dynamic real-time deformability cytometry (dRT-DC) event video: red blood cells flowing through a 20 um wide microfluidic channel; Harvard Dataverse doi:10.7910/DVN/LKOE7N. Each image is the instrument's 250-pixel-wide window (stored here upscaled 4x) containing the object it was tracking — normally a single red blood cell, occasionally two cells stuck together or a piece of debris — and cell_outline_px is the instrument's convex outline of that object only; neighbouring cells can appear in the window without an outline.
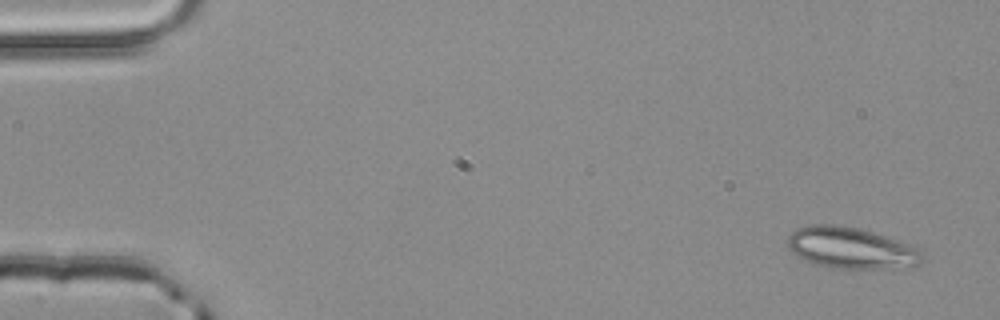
{"species": "common noctule bat (a hibernating species)", "species_latin": "Nyctalus noctula", "temperature_condition": "room temperature", "stored_images_in_passage": 4, "camera_frame_rate_fps": 3000, "um_per_image_px": 0.085, "animal": {"sex": "male", "body_mass_g": 20.4}, "frame": {"image": 1, "passage_image": 1, "time_ms": 0.0, "image_size_px": [1000, 320], "cell_outline_px": [[924, 260], [920, 264], [884, 268], [824, 268], [812, 264], [796, 256], [788, 248], [788, 236], [796, 228], [812, 224], [836, 224], [856, 228], [872, 232], [920, 248], [924, 252]], "centroid_in_image_um": [72.29, 21.08], "position_along_channel_um": 12.7, "area_um2": 32.54}}